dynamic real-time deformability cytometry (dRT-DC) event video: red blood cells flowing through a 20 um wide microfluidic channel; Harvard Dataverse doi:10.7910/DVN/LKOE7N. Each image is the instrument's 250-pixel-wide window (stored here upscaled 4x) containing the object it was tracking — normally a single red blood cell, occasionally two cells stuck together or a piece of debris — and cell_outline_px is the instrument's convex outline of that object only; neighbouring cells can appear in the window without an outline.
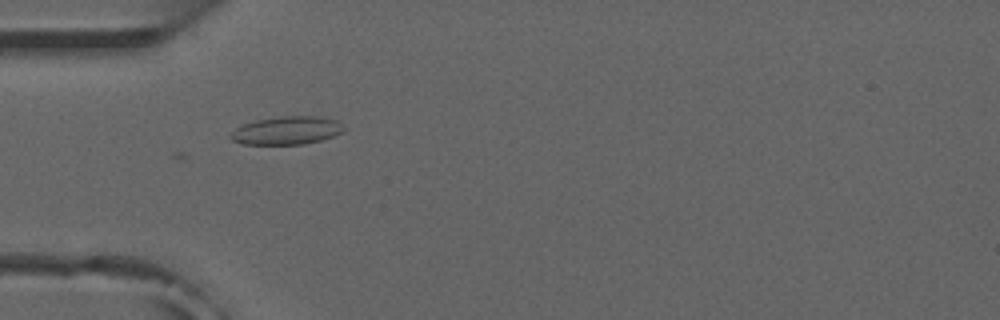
{"species": "common noctule bat (a hibernating species)", "species_latin": "Nyctalus noctula", "temperature_condition": "room temperature", "stored_images_in_passage": 5, "camera_frame_rate_fps": 3000, "um_per_image_px": 0.085, "animal": {"sex": "male", "forearm_length_mm": 52.5}, "frame": {"image": 1, "passage_image": 4, "time_ms": 4.333, "image_size_px": [1000, 320], "cell_outline_px": [[344, 132], [320, 140], [304, 144], [240, 144], [232, 140], [228, 136], [236, 128], [244, 124], [256, 120], [280, 116], [316, 116], [336, 120], [344, 128]], "centroid_in_image_um": [24.35, 11.09], "position_along_channel_um": 60.7, "area_um2": 18.44}}
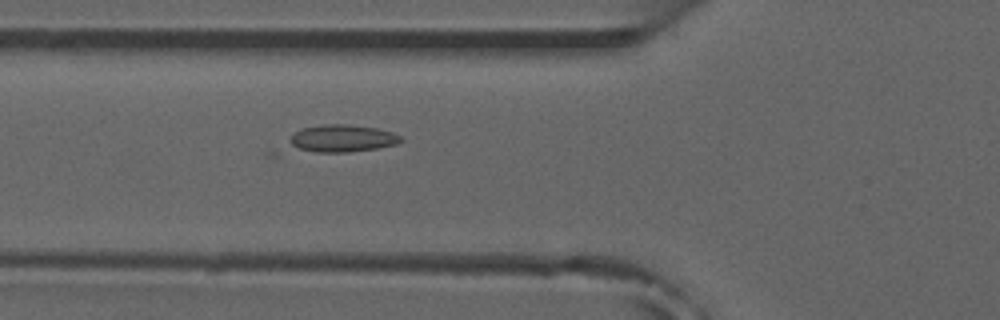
{"frame": {"image": 2, "passage_image": 5, "time_ms": 5.333, "image_size_px": [1000, 320], "cell_outline_px": [[404, 140], [396, 144], [376, 148], [348, 152], [316, 152], [300, 148], [292, 144], [292, 136], [296, 132], [304, 128], [324, 124], [348, 124], [376, 128], [392, 132], [400, 136]], "centroid_in_image_um": [29.17, 11.75], "position_along_channel_um": 96.6, "area_um2": 17.22}}